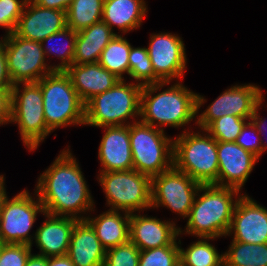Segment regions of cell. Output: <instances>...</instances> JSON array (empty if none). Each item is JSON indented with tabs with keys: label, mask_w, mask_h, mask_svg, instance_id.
Listing matches in <instances>:
<instances>
[{
	"label": "cell",
	"mask_w": 267,
	"mask_h": 266,
	"mask_svg": "<svg viewBox=\"0 0 267 266\" xmlns=\"http://www.w3.org/2000/svg\"><path fill=\"white\" fill-rule=\"evenodd\" d=\"M81 170L68 145L60 151L53 163L40 173L34 190L43 205L44 213L85 220L89 212L96 210Z\"/></svg>",
	"instance_id": "1"
},
{
	"label": "cell",
	"mask_w": 267,
	"mask_h": 266,
	"mask_svg": "<svg viewBox=\"0 0 267 266\" xmlns=\"http://www.w3.org/2000/svg\"><path fill=\"white\" fill-rule=\"evenodd\" d=\"M169 84L160 82L142 86L140 121L163 131L164 127L169 126L184 129L193 120L196 125L197 93L185 87L181 81L171 87Z\"/></svg>",
	"instance_id": "2"
},
{
	"label": "cell",
	"mask_w": 267,
	"mask_h": 266,
	"mask_svg": "<svg viewBox=\"0 0 267 266\" xmlns=\"http://www.w3.org/2000/svg\"><path fill=\"white\" fill-rule=\"evenodd\" d=\"M242 192L231 187L214 184L201 185L190 210L184 230L179 236L222 238L226 237Z\"/></svg>",
	"instance_id": "3"
},
{
	"label": "cell",
	"mask_w": 267,
	"mask_h": 266,
	"mask_svg": "<svg viewBox=\"0 0 267 266\" xmlns=\"http://www.w3.org/2000/svg\"><path fill=\"white\" fill-rule=\"evenodd\" d=\"M188 129L173 139V167L202 185L218 186L217 141L206 130Z\"/></svg>",
	"instance_id": "4"
},
{
	"label": "cell",
	"mask_w": 267,
	"mask_h": 266,
	"mask_svg": "<svg viewBox=\"0 0 267 266\" xmlns=\"http://www.w3.org/2000/svg\"><path fill=\"white\" fill-rule=\"evenodd\" d=\"M141 92L142 85L134 81L126 82V78L120 80L85 104L84 125L101 128L129 125L139 121Z\"/></svg>",
	"instance_id": "5"
},
{
	"label": "cell",
	"mask_w": 267,
	"mask_h": 266,
	"mask_svg": "<svg viewBox=\"0 0 267 266\" xmlns=\"http://www.w3.org/2000/svg\"><path fill=\"white\" fill-rule=\"evenodd\" d=\"M43 95V111L47 128L83 126L85 104L79 98L65 71H54L38 81Z\"/></svg>",
	"instance_id": "6"
},
{
	"label": "cell",
	"mask_w": 267,
	"mask_h": 266,
	"mask_svg": "<svg viewBox=\"0 0 267 266\" xmlns=\"http://www.w3.org/2000/svg\"><path fill=\"white\" fill-rule=\"evenodd\" d=\"M133 169L149 177L173 167V137L140 120L129 124Z\"/></svg>",
	"instance_id": "7"
},
{
	"label": "cell",
	"mask_w": 267,
	"mask_h": 266,
	"mask_svg": "<svg viewBox=\"0 0 267 266\" xmlns=\"http://www.w3.org/2000/svg\"><path fill=\"white\" fill-rule=\"evenodd\" d=\"M98 180L109 210L131 214L151 209V177L131 169L99 172Z\"/></svg>",
	"instance_id": "8"
},
{
	"label": "cell",
	"mask_w": 267,
	"mask_h": 266,
	"mask_svg": "<svg viewBox=\"0 0 267 266\" xmlns=\"http://www.w3.org/2000/svg\"><path fill=\"white\" fill-rule=\"evenodd\" d=\"M11 92V123L18 125L22 143L29 152H34L51 133L45 122L40 84L38 82L14 84Z\"/></svg>",
	"instance_id": "9"
},
{
	"label": "cell",
	"mask_w": 267,
	"mask_h": 266,
	"mask_svg": "<svg viewBox=\"0 0 267 266\" xmlns=\"http://www.w3.org/2000/svg\"><path fill=\"white\" fill-rule=\"evenodd\" d=\"M35 193V194H34ZM32 196L29 190L20 191L13 198L7 196L0 211V240L4 244H28L32 242L35 232L30 235L37 215L44 214V208L36 191Z\"/></svg>",
	"instance_id": "10"
},
{
	"label": "cell",
	"mask_w": 267,
	"mask_h": 266,
	"mask_svg": "<svg viewBox=\"0 0 267 266\" xmlns=\"http://www.w3.org/2000/svg\"><path fill=\"white\" fill-rule=\"evenodd\" d=\"M2 45L13 85L38 82L56 71V64H50L45 58L41 42L22 38L13 32L5 34Z\"/></svg>",
	"instance_id": "11"
},
{
	"label": "cell",
	"mask_w": 267,
	"mask_h": 266,
	"mask_svg": "<svg viewBox=\"0 0 267 266\" xmlns=\"http://www.w3.org/2000/svg\"><path fill=\"white\" fill-rule=\"evenodd\" d=\"M265 98L262 88L255 84H236L227 88L203 112L200 109L207 102L197 93L198 130H205L214 120L226 115L250 119L256 106Z\"/></svg>",
	"instance_id": "12"
},
{
	"label": "cell",
	"mask_w": 267,
	"mask_h": 266,
	"mask_svg": "<svg viewBox=\"0 0 267 266\" xmlns=\"http://www.w3.org/2000/svg\"><path fill=\"white\" fill-rule=\"evenodd\" d=\"M202 184L172 167L151 178V209L165 207L185 220Z\"/></svg>",
	"instance_id": "13"
},
{
	"label": "cell",
	"mask_w": 267,
	"mask_h": 266,
	"mask_svg": "<svg viewBox=\"0 0 267 266\" xmlns=\"http://www.w3.org/2000/svg\"><path fill=\"white\" fill-rule=\"evenodd\" d=\"M149 38L147 51L154 75L161 82L182 80L188 60L183 39L170 32L152 33Z\"/></svg>",
	"instance_id": "14"
},
{
	"label": "cell",
	"mask_w": 267,
	"mask_h": 266,
	"mask_svg": "<svg viewBox=\"0 0 267 266\" xmlns=\"http://www.w3.org/2000/svg\"><path fill=\"white\" fill-rule=\"evenodd\" d=\"M227 236L243 243H267V208L245 192L237 201Z\"/></svg>",
	"instance_id": "15"
},
{
	"label": "cell",
	"mask_w": 267,
	"mask_h": 266,
	"mask_svg": "<svg viewBox=\"0 0 267 266\" xmlns=\"http://www.w3.org/2000/svg\"><path fill=\"white\" fill-rule=\"evenodd\" d=\"M161 220L137 213L130 214L129 240L140 251L163 246H179V228L173 220ZM178 240V242H177Z\"/></svg>",
	"instance_id": "16"
},
{
	"label": "cell",
	"mask_w": 267,
	"mask_h": 266,
	"mask_svg": "<svg viewBox=\"0 0 267 266\" xmlns=\"http://www.w3.org/2000/svg\"><path fill=\"white\" fill-rule=\"evenodd\" d=\"M217 156L218 186L242 191L259 159L236 142L217 141Z\"/></svg>",
	"instance_id": "17"
},
{
	"label": "cell",
	"mask_w": 267,
	"mask_h": 266,
	"mask_svg": "<svg viewBox=\"0 0 267 266\" xmlns=\"http://www.w3.org/2000/svg\"><path fill=\"white\" fill-rule=\"evenodd\" d=\"M65 27H67L65 11L43 8L28 0L15 33L25 39L42 42Z\"/></svg>",
	"instance_id": "18"
},
{
	"label": "cell",
	"mask_w": 267,
	"mask_h": 266,
	"mask_svg": "<svg viewBox=\"0 0 267 266\" xmlns=\"http://www.w3.org/2000/svg\"><path fill=\"white\" fill-rule=\"evenodd\" d=\"M98 147L99 172L127 171L133 169L129 125L105 126Z\"/></svg>",
	"instance_id": "19"
},
{
	"label": "cell",
	"mask_w": 267,
	"mask_h": 266,
	"mask_svg": "<svg viewBox=\"0 0 267 266\" xmlns=\"http://www.w3.org/2000/svg\"><path fill=\"white\" fill-rule=\"evenodd\" d=\"M43 224L35 231V238L32 244H36L40 250L39 255L54 257L66 255L69 250L71 234L77 218L68 216H55L44 213Z\"/></svg>",
	"instance_id": "20"
},
{
	"label": "cell",
	"mask_w": 267,
	"mask_h": 266,
	"mask_svg": "<svg viewBox=\"0 0 267 266\" xmlns=\"http://www.w3.org/2000/svg\"><path fill=\"white\" fill-rule=\"evenodd\" d=\"M79 98L86 104L95 95L112 88L119 79L102 67L98 62L89 64H72L65 70Z\"/></svg>",
	"instance_id": "21"
},
{
	"label": "cell",
	"mask_w": 267,
	"mask_h": 266,
	"mask_svg": "<svg viewBox=\"0 0 267 266\" xmlns=\"http://www.w3.org/2000/svg\"><path fill=\"white\" fill-rule=\"evenodd\" d=\"M67 255L75 266H104L106 249L86 220L75 224Z\"/></svg>",
	"instance_id": "22"
},
{
	"label": "cell",
	"mask_w": 267,
	"mask_h": 266,
	"mask_svg": "<svg viewBox=\"0 0 267 266\" xmlns=\"http://www.w3.org/2000/svg\"><path fill=\"white\" fill-rule=\"evenodd\" d=\"M147 7L145 0H104L102 21L124 35L141 28Z\"/></svg>",
	"instance_id": "23"
},
{
	"label": "cell",
	"mask_w": 267,
	"mask_h": 266,
	"mask_svg": "<svg viewBox=\"0 0 267 266\" xmlns=\"http://www.w3.org/2000/svg\"><path fill=\"white\" fill-rule=\"evenodd\" d=\"M102 20L77 32L73 64H89L99 61L101 52L118 34Z\"/></svg>",
	"instance_id": "24"
},
{
	"label": "cell",
	"mask_w": 267,
	"mask_h": 266,
	"mask_svg": "<svg viewBox=\"0 0 267 266\" xmlns=\"http://www.w3.org/2000/svg\"><path fill=\"white\" fill-rule=\"evenodd\" d=\"M92 216L89 214L85 220L106 250L129 241L130 213L108 209L97 217Z\"/></svg>",
	"instance_id": "25"
},
{
	"label": "cell",
	"mask_w": 267,
	"mask_h": 266,
	"mask_svg": "<svg viewBox=\"0 0 267 266\" xmlns=\"http://www.w3.org/2000/svg\"><path fill=\"white\" fill-rule=\"evenodd\" d=\"M131 46L125 35L116 34L101 52L98 63L119 79L124 80V74L129 76Z\"/></svg>",
	"instance_id": "26"
},
{
	"label": "cell",
	"mask_w": 267,
	"mask_h": 266,
	"mask_svg": "<svg viewBox=\"0 0 267 266\" xmlns=\"http://www.w3.org/2000/svg\"><path fill=\"white\" fill-rule=\"evenodd\" d=\"M224 266H267V243L251 244L232 240L224 252Z\"/></svg>",
	"instance_id": "27"
},
{
	"label": "cell",
	"mask_w": 267,
	"mask_h": 266,
	"mask_svg": "<svg viewBox=\"0 0 267 266\" xmlns=\"http://www.w3.org/2000/svg\"><path fill=\"white\" fill-rule=\"evenodd\" d=\"M76 36L77 32L69 27H65L63 30L48 36L41 42L45 58L51 56L50 58L52 59V56H55L60 60L56 65V71H65L73 64ZM56 40H61V42H57V45L51 43ZM62 41L65 42L62 43Z\"/></svg>",
	"instance_id": "28"
},
{
	"label": "cell",
	"mask_w": 267,
	"mask_h": 266,
	"mask_svg": "<svg viewBox=\"0 0 267 266\" xmlns=\"http://www.w3.org/2000/svg\"><path fill=\"white\" fill-rule=\"evenodd\" d=\"M215 239L198 237L186 249L179 246L180 260L186 266H224V253L219 254L215 246L209 243Z\"/></svg>",
	"instance_id": "29"
},
{
	"label": "cell",
	"mask_w": 267,
	"mask_h": 266,
	"mask_svg": "<svg viewBox=\"0 0 267 266\" xmlns=\"http://www.w3.org/2000/svg\"><path fill=\"white\" fill-rule=\"evenodd\" d=\"M104 0H73L66 11L67 27L75 32L102 20Z\"/></svg>",
	"instance_id": "30"
},
{
	"label": "cell",
	"mask_w": 267,
	"mask_h": 266,
	"mask_svg": "<svg viewBox=\"0 0 267 266\" xmlns=\"http://www.w3.org/2000/svg\"><path fill=\"white\" fill-rule=\"evenodd\" d=\"M140 85L160 83L154 75L151 60L146 47H133L129 53V79Z\"/></svg>",
	"instance_id": "31"
},
{
	"label": "cell",
	"mask_w": 267,
	"mask_h": 266,
	"mask_svg": "<svg viewBox=\"0 0 267 266\" xmlns=\"http://www.w3.org/2000/svg\"><path fill=\"white\" fill-rule=\"evenodd\" d=\"M249 120L233 115H226L214 120L205 130L216 141L235 142L242 128Z\"/></svg>",
	"instance_id": "32"
},
{
	"label": "cell",
	"mask_w": 267,
	"mask_h": 266,
	"mask_svg": "<svg viewBox=\"0 0 267 266\" xmlns=\"http://www.w3.org/2000/svg\"><path fill=\"white\" fill-rule=\"evenodd\" d=\"M179 260V246H163L140 251L138 266H175Z\"/></svg>",
	"instance_id": "33"
},
{
	"label": "cell",
	"mask_w": 267,
	"mask_h": 266,
	"mask_svg": "<svg viewBox=\"0 0 267 266\" xmlns=\"http://www.w3.org/2000/svg\"><path fill=\"white\" fill-rule=\"evenodd\" d=\"M140 250L130 240L106 250L104 266H138Z\"/></svg>",
	"instance_id": "34"
},
{
	"label": "cell",
	"mask_w": 267,
	"mask_h": 266,
	"mask_svg": "<svg viewBox=\"0 0 267 266\" xmlns=\"http://www.w3.org/2000/svg\"><path fill=\"white\" fill-rule=\"evenodd\" d=\"M27 1L0 0V27L5 28V34L15 32Z\"/></svg>",
	"instance_id": "35"
},
{
	"label": "cell",
	"mask_w": 267,
	"mask_h": 266,
	"mask_svg": "<svg viewBox=\"0 0 267 266\" xmlns=\"http://www.w3.org/2000/svg\"><path fill=\"white\" fill-rule=\"evenodd\" d=\"M32 253L28 244H4L0 254V266H25Z\"/></svg>",
	"instance_id": "36"
},
{
	"label": "cell",
	"mask_w": 267,
	"mask_h": 266,
	"mask_svg": "<svg viewBox=\"0 0 267 266\" xmlns=\"http://www.w3.org/2000/svg\"><path fill=\"white\" fill-rule=\"evenodd\" d=\"M235 142L258 159L262 156L261 136L250 120L244 125Z\"/></svg>",
	"instance_id": "37"
},
{
	"label": "cell",
	"mask_w": 267,
	"mask_h": 266,
	"mask_svg": "<svg viewBox=\"0 0 267 266\" xmlns=\"http://www.w3.org/2000/svg\"><path fill=\"white\" fill-rule=\"evenodd\" d=\"M12 92L11 89H0V126L11 123Z\"/></svg>",
	"instance_id": "38"
},
{
	"label": "cell",
	"mask_w": 267,
	"mask_h": 266,
	"mask_svg": "<svg viewBox=\"0 0 267 266\" xmlns=\"http://www.w3.org/2000/svg\"><path fill=\"white\" fill-rule=\"evenodd\" d=\"M266 97L256 106L254 113L250 117V121L253 123L257 131L259 132L261 136V146H262V154L265 153L264 151H267V140L264 142L263 135H265V132L267 131L266 127V118L263 119V117L260 116V108L264 105V100Z\"/></svg>",
	"instance_id": "39"
},
{
	"label": "cell",
	"mask_w": 267,
	"mask_h": 266,
	"mask_svg": "<svg viewBox=\"0 0 267 266\" xmlns=\"http://www.w3.org/2000/svg\"><path fill=\"white\" fill-rule=\"evenodd\" d=\"M13 83L8 72L7 56L3 45L0 46V89H12Z\"/></svg>",
	"instance_id": "40"
},
{
	"label": "cell",
	"mask_w": 267,
	"mask_h": 266,
	"mask_svg": "<svg viewBox=\"0 0 267 266\" xmlns=\"http://www.w3.org/2000/svg\"><path fill=\"white\" fill-rule=\"evenodd\" d=\"M38 6L43 8L67 11L73 0H32Z\"/></svg>",
	"instance_id": "41"
},
{
	"label": "cell",
	"mask_w": 267,
	"mask_h": 266,
	"mask_svg": "<svg viewBox=\"0 0 267 266\" xmlns=\"http://www.w3.org/2000/svg\"><path fill=\"white\" fill-rule=\"evenodd\" d=\"M47 266H75V265L72 263L69 256L66 254L62 256L47 257Z\"/></svg>",
	"instance_id": "42"
},
{
	"label": "cell",
	"mask_w": 267,
	"mask_h": 266,
	"mask_svg": "<svg viewBox=\"0 0 267 266\" xmlns=\"http://www.w3.org/2000/svg\"><path fill=\"white\" fill-rule=\"evenodd\" d=\"M25 266H47V257L31 253Z\"/></svg>",
	"instance_id": "43"
},
{
	"label": "cell",
	"mask_w": 267,
	"mask_h": 266,
	"mask_svg": "<svg viewBox=\"0 0 267 266\" xmlns=\"http://www.w3.org/2000/svg\"><path fill=\"white\" fill-rule=\"evenodd\" d=\"M5 175L0 174V211L4 199L7 197L6 187H5Z\"/></svg>",
	"instance_id": "44"
},
{
	"label": "cell",
	"mask_w": 267,
	"mask_h": 266,
	"mask_svg": "<svg viewBox=\"0 0 267 266\" xmlns=\"http://www.w3.org/2000/svg\"><path fill=\"white\" fill-rule=\"evenodd\" d=\"M175 266H186V265L181 260H179Z\"/></svg>",
	"instance_id": "45"
},
{
	"label": "cell",
	"mask_w": 267,
	"mask_h": 266,
	"mask_svg": "<svg viewBox=\"0 0 267 266\" xmlns=\"http://www.w3.org/2000/svg\"><path fill=\"white\" fill-rule=\"evenodd\" d=\"M3 245H4V243L0 240V254L2 252Z\"/></svg>",
	"instance_id": "46"
},
{
	"label": "cell",
	"mask_w": 267,
	"mask_h": 266,
	"mask_svg": "<svg viewBox=\"0 0 267 266\" xmlns=\"http://www.w3.org/2000/svg\"><path fill=\"white\" fill-rule=\"evenodd\" d=\"M4 38H5V34H4V36L2 38H0V46L3 44Z\"/></svg>",
	"instance_id": "47"
}]
</instances>
